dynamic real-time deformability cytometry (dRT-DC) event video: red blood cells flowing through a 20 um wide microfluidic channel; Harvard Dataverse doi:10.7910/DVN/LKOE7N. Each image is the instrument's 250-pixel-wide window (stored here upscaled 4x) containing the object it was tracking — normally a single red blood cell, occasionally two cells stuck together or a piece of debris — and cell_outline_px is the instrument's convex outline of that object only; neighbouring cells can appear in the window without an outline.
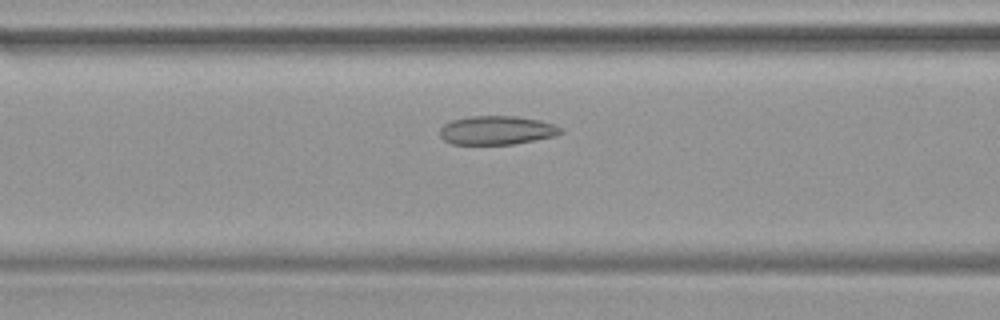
{"species": "common noctule bat (a hibernating species)", "species_latin": "Nyctalus noctula", "temperature_condition": "warm", "stored_images_in_passage": 12, "camera_frame_rate_fps": 3000, "um_per_image_px": 0.085, "animal": {"sex": "female", "body_mass_g": 19.9}, "frame": {"image": 1, "passage_image": 10, "time_ms": 3.0, "image_size_px": [1000, 320], "cell_outline_px": [[564, 132], [556, 136], [536, 140], [512, 144], [452, 144], [444, 140], [440, 136], [440, 128], [444, 124], [452, 120], [472, 116], [516, 116], [540, 120], [556, 124]], "centroid_in_image_um": [42.25, 11.07], "position_along_channel_um": 124.3, "area_um2": 20.35}}